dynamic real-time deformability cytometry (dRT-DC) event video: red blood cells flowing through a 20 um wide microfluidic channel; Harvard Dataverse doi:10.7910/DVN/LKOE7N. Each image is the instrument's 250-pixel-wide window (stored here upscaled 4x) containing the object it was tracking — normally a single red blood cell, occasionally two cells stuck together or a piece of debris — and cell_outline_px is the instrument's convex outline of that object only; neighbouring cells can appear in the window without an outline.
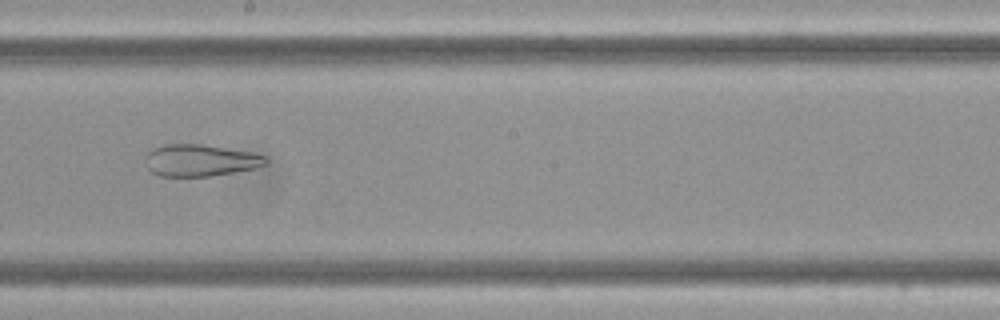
{"species": "Egyptian fruit bat (a non-hibernating species)", "species_latin": "Rousettus aegyptiacus", "temperature_condition": "cold", "stored_images_in_passage": 14, "camera_frame_rate_fps": 3000, "um_per_image_px": 0.085, "frame": {"image": 1, "passage_image": 8, "time_ms": 2.333, "image_size_px": [1000, 320], "cell_outline_px": [[268, 164], [256, 168], [208, 176], [160, 176], [152, 172], [148, 168], [144, 156], [152, 148], [164, 144], [204, 144], [248, 152], [264, 156], [268, 160]], "centroid_in_image_um": [16.98, 13.62], "position_along_channel_um": 231.2, "area_um2": 22.25}}
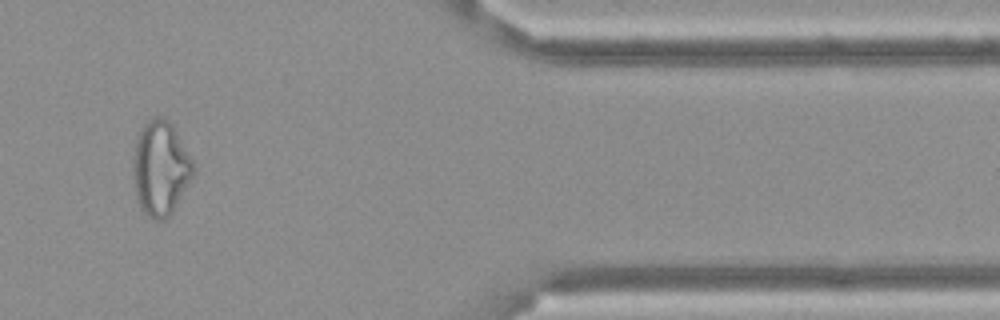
{"frame": {"image": 2, "passage_image": 12, "time_ms": 3.667, "image_size_px": [1000, 320], "cell_outline_px": [[192, 176], [172, 212], [164, 220], [152, 220], [140, 208], [136, 200], [132, 176], [132, 160], [136, 140], [144, 124], [152, 116], [160, 116], [168, 120], [172, 124], [192, 160]], "centroid_in_image_um": [13.58, 14.31], "position_along_channel_um": 397.8, "area_um2": 33.0}}